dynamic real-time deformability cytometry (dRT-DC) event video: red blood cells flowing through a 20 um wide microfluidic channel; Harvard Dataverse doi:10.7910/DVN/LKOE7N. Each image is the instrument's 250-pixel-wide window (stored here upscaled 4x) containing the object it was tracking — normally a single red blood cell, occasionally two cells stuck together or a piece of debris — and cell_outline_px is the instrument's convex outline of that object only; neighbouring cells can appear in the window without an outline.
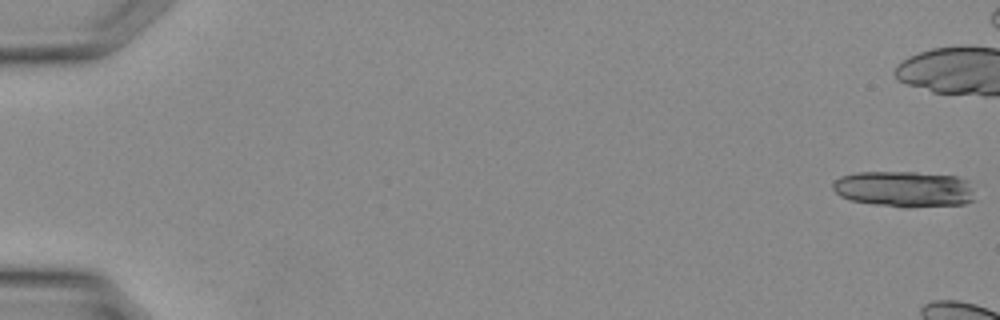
{"species": "Egyptian fruit bat (a non-hibernating species)", "species_latin": "Rousettus aegyptiacus", "temperature_condition": "warm", "stored_images_in_passage": 7, "camera_frame_rate_fps": 3000, "um_per_image_px": 0.085, "animal": {"sex": "female"}, "frame": {"image": 1, "passage_image": 1, "time_ms": 0.0, "image_size_px": [1000, 320], "cell_outline_px": [[976, 200], [964, 204], [908, 208], [904, 208], [876, 204], [852, 200], [840, 196], [832, 188], [832, 184], [840, 176], [860, 172], [916, 172], [956, 176], [968, 180]], "centroid_in_image_um": [76.9, 16.07], "position_along_channel_um": 8.1, "area_um2": 30.0}}